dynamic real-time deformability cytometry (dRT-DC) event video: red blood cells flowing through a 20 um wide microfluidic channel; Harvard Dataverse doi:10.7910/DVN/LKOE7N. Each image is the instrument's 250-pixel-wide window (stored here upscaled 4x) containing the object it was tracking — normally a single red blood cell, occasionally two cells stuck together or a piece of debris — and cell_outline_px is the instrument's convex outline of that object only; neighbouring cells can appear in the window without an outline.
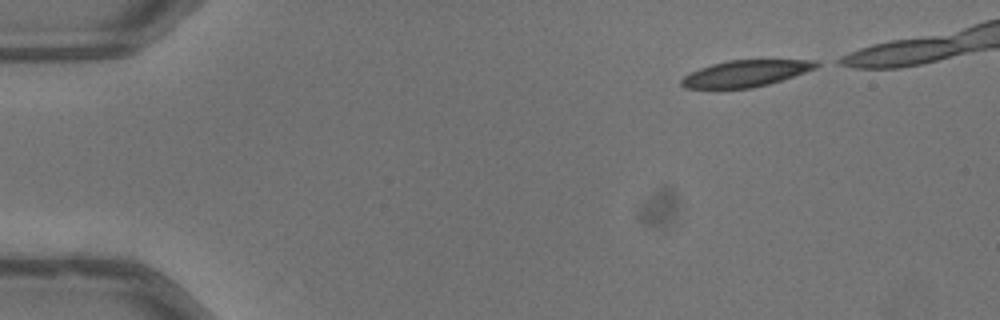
{"species": "common noctule bat (a hibernating species)", "species_latin": "Nyctalus noctula", "temperature_condition": "warm", "stored_images_in_passage": 11, "camera_frame_rate_fps": 3000, "um_per_image_px": 0.085, "animal": {"sex": "male", "body_mass_g": 13.3}, "frame": {"image": 1, "passage_image": 1, "time_ms": 0.0, "image_size_px": [1000, 320], "cell_outline_px": [[824, 64], [816, 68], [768, 84], [752, 88], [684, 88], [680, 84], [680, 80], [684, 76], [700, 68], [712, 64], [728, 60], [820, 60]], "centroid_in_image_um": [63.41, 6.23], "position_along_channel_um": 21.6, "area_um2": 20.69}}